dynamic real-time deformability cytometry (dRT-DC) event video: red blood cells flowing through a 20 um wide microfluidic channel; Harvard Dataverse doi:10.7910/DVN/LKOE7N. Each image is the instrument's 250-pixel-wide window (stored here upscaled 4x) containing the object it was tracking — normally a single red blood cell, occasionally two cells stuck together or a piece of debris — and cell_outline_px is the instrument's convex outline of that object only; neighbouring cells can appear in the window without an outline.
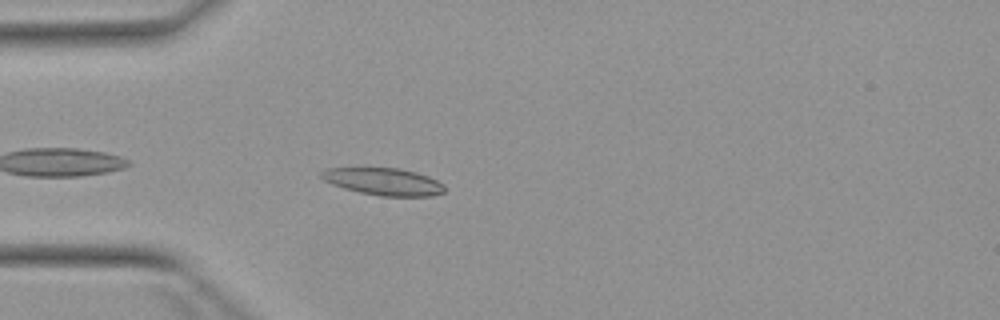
{"species": "Egyptian fruit bat (a non-hibernating species)", "species_latin": "Rousettus aegyptiacus", "temperature_condition": "warm", "stored_images_in_passage": 4, "camera_frame_rate_fps": 3000, "um_per_image_px": 0.085, "animal": {"sex": "female"}, "frame": {"image": 1, "passage_image": 4, "time_ms": 3.667, "image_size_px": [1000, 320], "cell_outline_px": [[444, 192], [432, 196], [380, 196], [360, 192], [344, 188], [332, 184], [324, 180], [320, 176], [320, 172], [328, 168], [396, 168], [416, 172], [428, 176], [444, 184]], "centroid_in_image_um": [32.61, 15.44], "position_along_channel_um": 52.4, "area_um2": 19.42}}